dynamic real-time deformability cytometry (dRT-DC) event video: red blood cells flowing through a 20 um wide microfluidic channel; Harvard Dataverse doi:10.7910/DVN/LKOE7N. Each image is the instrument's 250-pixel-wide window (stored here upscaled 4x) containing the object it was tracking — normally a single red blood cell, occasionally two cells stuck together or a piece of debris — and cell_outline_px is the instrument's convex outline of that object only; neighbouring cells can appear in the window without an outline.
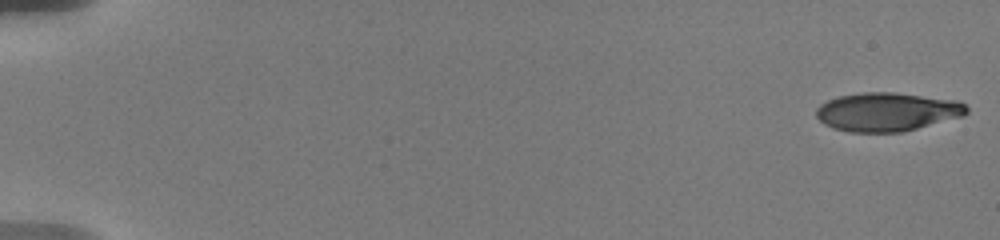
{"species": "human", "species_latin": "Homo sapiens", "temperature_condition": "warm", "stored_images_in_passage": 18, "camera_frame_rate_fps": 3000, "um_per_image_px": 0.085, "donor": {"sex": "male"}, "frame": {"image": 1, "passage_image": 1, "time_ms": 0.0, "image_size_px": [1000, 240], "cell_outline_px": [[968, 112], [964, 116], [904, 132], [848, 132], [832, 128], [824, 124], [816, 116], [816, 108], [820, 104], [828, 100], [840, 96], [864, 92], [896, 92], [956, 100], [964, 104], [968, 108]], "centroid_in_image_um": [75.41, 9.51], "position_along_channel_um": 9.6, "area_um2": 34.1}}
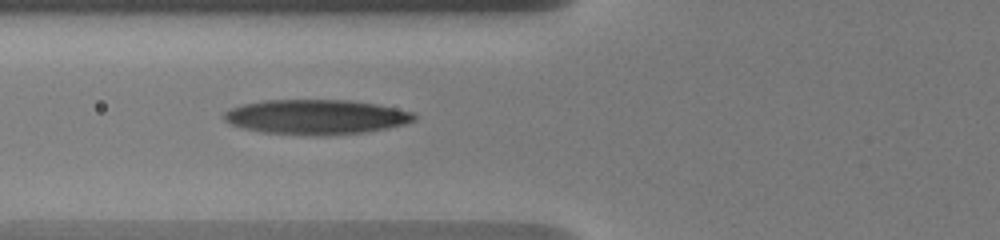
{"frame": {"image": 2, "passage_image": 16, "time_ms": 7.333, "image_size_px": [1000, 240], "cell_outline_px": [[416, 120], [404, 124], [388, 128], [364, 132], [264, 132], [244, 128], [232, 124], [224, 120], [224, 112], [232, 108], [244, 104], [264, 100], [348, 100], [376, 104], [396, 108], [412, 112], [416, 116]], "centroid_in_image_um": [26.89, 9.88], "position_along_channel_um": 98.9, "area_um2": 36.88}}
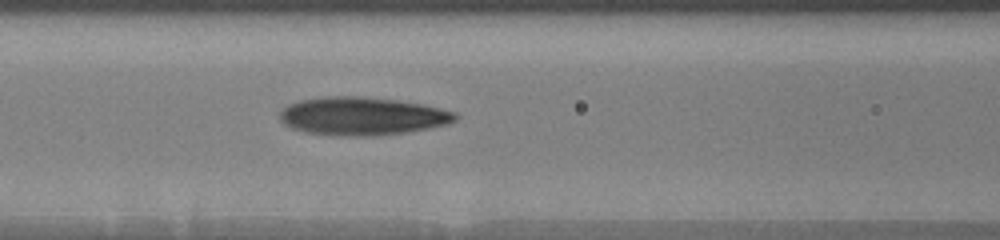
{"frame": {"image": 3, "passage_image": 18, "time_ms": 8.333, "image_size_px": [1000, 240], "cell_outline_px": [[456, 120], [448, 124], [428, 128], [404, 132], [372, 136], [336, 136], [304, 132], [292, 128], [284, 124], [280, 120], [280, 112], [288, 104], [300, 100], [324, 96], [360, 96], [400, 100], [424, 104], [456, 112]], "centroid_in_image_um": [30.77, 9.86], "position_along_channel_um": 135.8, "area_um2": 39.19}}